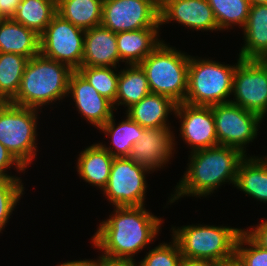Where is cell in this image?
<instances>
[{"instance_id": "obj_12", "label": "cell", "mask_w": 267, "mask_h": 266, "mask_svg": "<svg viewBox=\"0 0 267 266\" xmlns=\"http://www.w3.org/2000/svg\"><path fill=\"white\" fill-rule=\"evenodd\" d=\"M148 171L128 157H115L104 194L115 207L144 206Z\"/></svg>"}, {"instance_id": "obj_30", "label": "cell", "mask_w": 267, "mask_h": 266, "mask_svg": "<svg viewBox=\"0 0 267 266\" xmlns=\"http://www.w3.org/2000/svg\"><path fill=\"white\" fill-rule=\"evenodd\" d=\"M77 71L115 106L119 72L115 73L111 67L92 66H81Z\"/></svg>"}, {"instance_id": "obj_17", "label": "cell", "mask_w": 267, "mask_h": 266, "mask_svg": "<svg viewBox=\"0 0 267 266\" xmlns=\"http://www.w3.org/2000/svg\"><path fill=\"white\" fill-rule=\"evenodd\" d=\"M119 61L116 33L102 25L85 30L81 66L116 69Z\"/></svg>"}, {"instance_id": "obj_11", "label": "cell", "mask_w": 267, "mask_h": 266, "mask_svg": "<svg viewBox=\"0 0 267 266\" xmlns=\"http://www.w3.org/2000/svg\"><path fill=\"white\" fill-rule=\"evenodd\" d=\"M219 145L239 149L257 136L262 117L231 102L211 106Z\"/></svg>"}, {"instance_id": "obj_22", "label": "cell", "mask_w": 267, "mask_h": 266, "mask_svg": "<svg viewBox=\"0 0 267 266\" xmlns=\"http://www.w3.org/2000/svg\"><path fill=\"white\" fill-rule=\"evenodd\" d=\"M113 159L99 143L88 146L78 158L77 169L80 177L103 190L109 181Z\"/></svg>"}, {"instance_id": "obj_23", "label": "cell", "mask_w": 267, "mask_h": 266, "mask_svg": "<svg viewBox=\"0 0 267 266\" xmlns=\"http://www.w3.org/2000/svg\"><path fill=\"white\" fill-rule=\"evenodd\" d=\"M234 185L246 195L267 202V158H244L239 164Z\"/></svg>"}, {"instance_id": "obj_15", "label": "cell", "mask_w": 267, "mask_h": 266, "mask_svg": "<svg viewBox=\"0 0 267 266\" xmlns=\"http://www.w3.org/2000/svg\"><path fill=\"white\" fill-rule=\"evenodd\" d=\"M172 20L196 30H219L208 0H160V25Z\"/></svg>"}, {"instance_id": "obj_2", "label": "cell", "mask_w": 267, "mask_h": 266, "mask_svg": "<svg viewBox=\"0 0 267 266\" xmlns=\"http://www.w3.org/2000/svg\"><path fill=\"white\" fill-rule=\"evenodd\" d=\"M191 156L188 169L176 186V193L171 195L170 203L185 195L208 196L224 182L234 184L239 164L247 155L239 149L217 145L193 151Z\"/></svg>"}, {"instance_id": "obj_19", "label": "cell", "mask_w": 267, "mask_h": 266, "mask_svg": "<svg viewBox=\"0 0 267 266\" xmlns=\"http://www.w3.org/2000/svg\"><path fill=\"white\" fill-rule=\"evenodd\" d=\"M243 30L245 45L239 57L267 60V4L251 5Z\"/></svg>"}, {"instance_id": "obj_38", "label": "cell", "mask_w": 267, "mask_h": 266, "mask_svg": "<svg viewBox=\"0 0 267 266\" xmlns=\"http://www.w3.org/2000/svg\"><path fill=\"white\" fill-rule=\"evenodd\" d=\"M215 262L208 260H194V259H184L182 260L181 266H217Z\"/></svg>"}, {"instance_id": "obj_24", "label": "cell", "mask_w": 267, "mask_h": 266, "mask_svg": "<svg viewBox=\"0 0 267 266\" xmlns=\"http://www.w3.org/2000/svg\"><path fill=\"white\" fill-rule=\"evenodd\" d=\"M103 0H57V13L84 30L101 25Z\"/></svg>"}, {"instance_id": "obj_39", "label": "cell", "mask_w": 267, "mask_h": 266, "mask_svg": "<svg viewBox=\"0 0 267 266\" xmlns=\"http://www.w3.org/2000/svg\"><path fill=\"white\" fill-rule=\"evenodd\" d=\"M57 266H93L92 260L68 261Z\"/></svg>"}, {"instance_id": "obj_1", "label": "cell", "mask_w": 267, "mask_h": 266, "mask_svg": "<svg viewBox=\"0 0 267 266\" xmlns=\"http://www.w3.org/2000/svg\"><path fill=\"white\" fill-rule=\"evenodd\" d=\"M110 219L100 223L92 237L94 246L108 261L133 262V255L154 240L162 220L143 206L116 207Z\"/></svg>"}, {"instance_id": "obj_9", "label": "cell", "mask_w": 267, "mask_h": 266, "mask_svg": "<svg viewBox=\"0 0 267 266\" xmlns=\"http://www.w3.org/2000/svg\"><path fill=\"white\" fill-rule=\"evenodd\" d=\"M160 0H103L101 25L112 32L159 28Z\"/></svg>"}, {"instance_id": "obj_32", "label": "cell", "mask_w": 267, "mask_h": 266, "mask_svg": "<svg viewBox=\"0 0 267 266\" xmlns=\"http://www.w3.org/2000/svg\"><path fill=\"white\" fill-rule=\"evenodd\" d=\"M245 244L249 248H244ZM234 261L238 266H267V250L242 230L236 241Z\"/></svg>"}, {"instance_id": "obj_16", "label": "cell", "mask_w": 267, "mask_h": 266, "mask_svg": "<svg viewBox=\"0 0 267 266\" xmlns=\"http://www.w3.org/2000/svg\"><path fill=\"white\" fill-rule=\"evenodd\" d=\"M68 94L73 97L80 114L97 128L102 127L113 115V104L99 94L77 70L70 76Z\"/></svg>"}, {"instance_id": "obj_4", "label": "cell", "mask_w": 267, "mask_h": 266, "mask_svg": "<svg viewBox=\"0 0 267 266\" xmlns=\"http://www.w3.org/2000/svg\"><path fill=\"white\" fill-rule=\"evenodd\" d=\"M242 229L208 225H188L173 228L184 259L208 260L216 264L235 260V246Z\"/></svg>"}, {"instance_id": "obj_33", "label": "cell", "mask_w": 267, "mask_h": 266, "mask_svg": "<svg viewBox=\"0 0 267 266\" xmlns=\"http://www.w3.org/2000/svg\"><path fill=\"white\" fill-rule=\"evenodd\" d=\"M172 243H163L150 250L139 266H181L183 257L180 248L174 239Z\"/></svg>"}, {"instance_id": "obj_31", "label": "cell", "mask_w": 267, "mask_h": 266, "mask_svg": "<svg viewBox=\"0 0 267 266\" xmlns=\"http://www.w3.org/2000/svg\"><path fill=\"white\" fill-rule=\"evenodd\" d=\"M23 189L20 178L0 176V232L23 195Z\"/></svg>"}, {"instance_id": "obj_34", "label": "cell", "mask_w": 267, "mask_h": 266, "mask_svg": "<svg viewBox=\"0 0 267 266\" xmlns=\"http://www.w3.org/2000/svg\"><path fill=\"white\" fill-rule=\"evenodd\" d=\"M16 165L19 171L26 170L25 167L10 153L5 146L0 143V176L13 177L5 173L11 165Z\"/></svg>"}, {"instance_id": "obj_20", "label": "cell", "mask_w": 267, "mask_h": 266, "mask_svg": "<svg viewBox=\"0 0 267 266\" xmlns=\"http://www.w3.org/2000/svg\"><path fill=\"white\" fill-rule=\"evenodd\" d=\"M158 29L144 28L117 32L116 40L120 61L129 65L140 64L162 42L157 37Z\"/></svg>"}, {"instance_id": "obj_13", "label": "cell", "mask_w": 267, "mask_h": 266, "mask_svg": "<svg viewBox=\"0 0 267 266\" xmlns=\"http://www.w3.org/2000/svg\"><path fill=\"white\" fill-rule=\"evenodd\" d=\"M181 118L180 133L193 151L219 145L211 106L178 103L173 112Z\"/></svg>"}, {"instance_id": "obj_28", "label": "cell", "mask_w": 267, "mask_h": 266, "mask_svg": "<svg viewBox=\"0 0 267 266\" xmlns=\"http://www.w3.org/2000/svg\"><path fill=\"white\" fill-rule=\"evenodd\" d=\"M29 58L14 53H0V102H10L20 87Z\"/></svg>"}, {"instance_id": "obj_29", "label": "cell", "mask_w": 267, "mask_h": 266, "mask_svg": "<svg viewBox=\"0 0 267 266\" xmlns=\"http://www.w3.org/2000/svg\"><path fill=\"white\" fill-rule=\"evenodd\" d=\"M213 10L218 29H228L234 25L245 27L250 12L249 0H208Z\"/></svg>"}, {"instance_id": "obj_25", "label": "cell", "mask_w": 267, "mask_h": 266, "mask_svg": "<svg viewBox=\"0 0 267 266\" xmlns=\"http://www.w3.org/2000/svg\"><path fill=\"white\" fill-rule=\"evenodd\" d=\"M57 13V0H21L12 19L39 36Z\"/></svg>"}, {"instance_id": "obj_27", "label": "cell", "mask_w": 267, "mask_h": 266, "mask_svg": "<svg viewBox=\"0 0 267 266\" xmlns=\"http://www.w3.org/2000/svg\"><path fill=\"white\" fill-rule=\"evenodd\" d=\"M126 120L122 121L115 126L114 116L112 117L99 129H101L105 134L110 135L111 142L115 151L103 146L106 151H108L114 158L128 157L133 145L139 140L144 131L137 122H134L128 115H126Z\"/></svg>"}, {"instance_id": "obj_6", "label": "cell", "mask_w": 267, "mask_h": 266, "mask_svg": "<svg viewBox=\"0 0 267 266\" xmlns=\"http://www.w3.org/2000/svg\"><path fill=\"white\" fill-rule=\"evenodd\" d=\"M236 66L189 57L188 89L184 103L213 106L230 102L226 98L232 93Z\"/></svg>"}, {"instance_id": "obj_21", "label": "cell", "mask_w": 267, "mask_h": 266, "mask_svg": "<svg viewBox=\"0 0 267 266\" xmlns=\"http://www.w3.org/2000/svg\"><path fill=\"white\" fill-rule=\"evenodd\" d=\"M177 103L171 98L149 93L127 109V115L143 128L168 127V114L175 111ZM167 117V118H166Z\"/></svg>"}, {"instance_id": "obj_3", "label": "cell", "mask_w": 267, "mask_h": 266, "mask_svg": "<svg viewBox=\"0 0 267 266\" xmlns=\"http://www.w3.org/2000/svg\"><path fill=\"white\" fill-rule=\"evenodd\" d=\"M74 70L67 64L41 54L28 60L17 95L12 104L38 109L68 96L69 80Z\"/></svg>"}, {"instance_id": "obj_35", "label": "cell", "mask_w": 267, "mask_h": 266, "mask_svg": "<svg viewBox=\"0 0 267 266\" xmlns=\"http://www.w3.org/2000/svg\"><path fill=\"white\" fill-rule=\"evenodd\" d=\"M259 246L267 250V219L253 230L245 231Z\"/></svg>"}, {"instance_id": "obj_5", "label": "cell", "mask_w": 267, "mask_h": 266, "mask_svg": "<svg viewBox=\"0 0 267 266\" xmlns=\"http://www.w3.org/2000/svg\"><path fill=\"white\" fill-rule=\"evenodd\" d=\"M189 57L161 42L139 64L143 69L151 93L183 103L188 89Z\"/></svg>"}, {"instance_id": "obj_36", "label": "cell", "mask_w": 267, "mask_h": 266, "mask_svg": "<svg viewBox=\"0 0 267 266\" xmlns=\"http://www.w3.org/2000/svg\"><path fill=\"white\" fill-rule=\"evenodd\" d=\"M21 0H0V14L2 19L12 18Z\"/></svg>"}, {"instance_id": "obj_37", "label": "cell", "mask_w": 267, "mask_h": 266, "mask_svg": "<svg viewBox=\"0 0 267 266\" xmlns=\"http://www.w3.org/2000/svg\"><path fill=\"white\" fill-rule=\"evenodd\" d=\"M93 266H136L133 262L108 261L99 258L97 261L93 260Z\"/></svg>"}, {"instance_id": "obj_40", "label": "cell", "mask_w": 267, "mask_h": 266, "mask_svg": "<svg viewBox=\"0 0 267 266\" xmlns=\"http://www.w3.org/2000/svg\"><path fill=\"white\" fill-rule=\"evenodd\" d=\"M251 5H256V4H267V0H249Z\"/></svg>"}, {"instance_id": "obj_26", "label": "cell", "mask_w": 267, "mask_h": 266, "mask_svg": "<svg viewBox=\"0 0 267 266\" xmlns=\"http://www.w3.org/2000/svg\"><path fill=\"white\" fill-rule=\"evenodd\" d=\"M119 72L115 104L130 108L151 93L147 77L139 64Z\"/></svg>"}, {"instance_id": "obj_18", "label": "cell", "mask_w": 267, "mask_h": 266, "mask_svg": "<svg viewBox=\"0 0 267 266\" xmlns=\"http://www.w3.org/2000/svg\"><path fill=\"white\" fill-rule=\"evenodd\" d=\"M0 53L27 58L40 54V36L12 18L0 20Z\"/></svg>"}, {"instance_id": "obj_7", "label": "cell", "mask_w": 267, "mask_h": 266, "mask_svg": "<svg viewBox=\"0 0 267 266\" xmlns=\"http://www.w3.org/2000/svg\"><path fill=\"white\" fill-rule=\"evenodd\" d=\"M37 110L0 102V143L25 168L36 155Z\"/></svg>"}, {"instance_id": "obj_10", "label": "cell", "mask_w": 267, "mask_h": 266, "mask_svg": "<svg viewBox=\"0 0 267 266\" xmlns=\"http://www.w3.org/2000/svg\"><path fill=\"white\" fill-rule=\"evenodd\" d=\"M233 76L230 102L262 118L267 113V60L239 59Z\"/></svg>"}, {"instance_id": "obj_8", "label": "cell", "mask_w": 267, "mask_h": 266, "mask_svg": "<svg viewBox=\"0 0 267 266\" xmlns=\"http://www.w3.org/2000/svg\"><path fill=\"white\" fill-rule=\"evenodd\" d=\"M85 30L58 13L40 35V54L77 70L82 65Z\"/></svg>"}, {"instance_id": "obj_41", "label": "cell", "mask_w": 267, "mask_h": 266, "mask_svg": "<svg viewBox=\"0 0 267 266\" xmlns=\"http://www.w3.org/2000/svg\"><path fill=\"white\" fill-rule=\"evenodd\" d=\"M217 266H238L235 261L224 263V264H218Z\"/></svg>"}, {"instance_id": "obj_14", "label": "cell", "mask_w": 267, "mask_h": 266, "mask_svg": "<svg viewBox=\"0 0 267 266\" xmlns=\"http://www.w3.org/2000/svg\"><path fill=\"white\" fill-rule=\"evenodd\" d=\"M169 128L170 126L144 128L141 137L133 145L128 158L149 172L161 168L169 161L172 150H174L173 145H176Z\"/></svg>"}]
</instances>
